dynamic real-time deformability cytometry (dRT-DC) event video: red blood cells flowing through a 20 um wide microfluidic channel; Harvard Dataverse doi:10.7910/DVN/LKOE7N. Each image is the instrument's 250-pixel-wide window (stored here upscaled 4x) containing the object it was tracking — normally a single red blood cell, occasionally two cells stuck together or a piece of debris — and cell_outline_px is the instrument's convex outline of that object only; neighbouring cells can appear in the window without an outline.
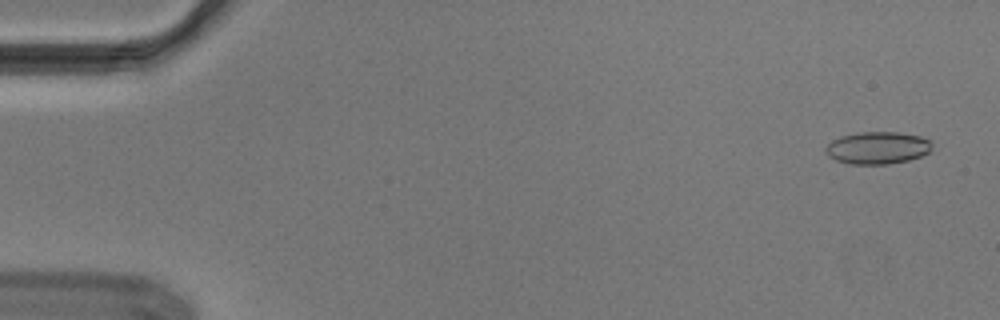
{"species": "Egyptian fruit bat (a non-hibernating species)", "species_latin": "Rousettus aegyptiacus", "temperature_condition": "cold", "stored_images_in_passage": 54, "segment_of_instrument_passage": [1, 2], "camera_frame_rate_fps": 3000, "um_per_image_px": 0.085, "animal": {"sex": "male"}, "frame": {"image": 1, "passage_image": 2, "time_ms": 0.333, "image_size_px": [1000, 320], "cell_outline_px": [[932, 148], [928, 152], [920, 156], [908, 160], [888, 164], [852, 164], [836, 160], [828, 156], [824, 152], [824, 148], [832, 140], [840, 136], [856, 132], [896, 132], [920, 136], [932, 140]], "centroid_in_image_um": [74.57, 12.56], "position_along_channel_um": 10.4, "area_um2": 20.17}}
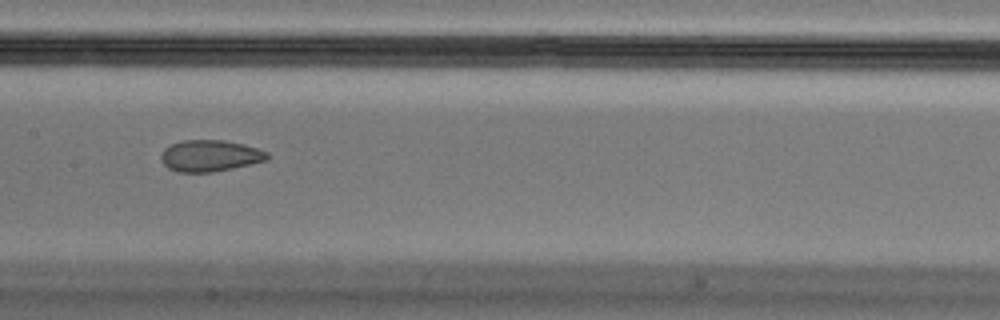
{"frame": {"image": 2, "passage_image": 27, "time_ms": 8.667, "image_size_px": [1000, 320], "cell_outline_px": [[268, 160], [232, 168], [212, 172], [176, 172], [168, 168], [160, 160], [160, 156], [164, 148], [172, 144], [184, 140], [224, 140], [244, 144], [268, 152]], "centroid_in_image_um": [17.83, 13.24], "position_along_channel_um": 189.6, "area_um2": 19.48}}
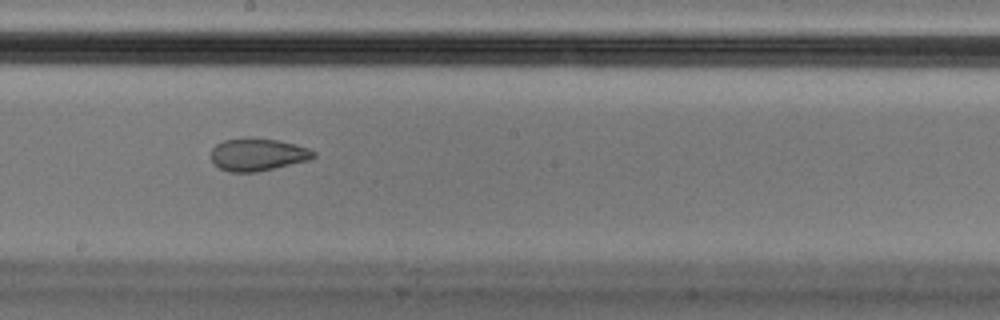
{"frame": {"image": 3, "passage_image": 30, "time_ms": 9.667, "image_size_px": [1000, 320], "cell_outline_px": [[316, 156], [308, 160], [256, 172], [228, 172], [220, 168], [212, 160], [212, 148], [216, 144], [224, 140], [244, 136], [248, 136], [276, 140], [296, 144], [308, 148], [316, 152]], "centroid_in_image_um": [21.89, 13.11], "position_along_channel_um": 226.3, "area_um2": 19.54}}